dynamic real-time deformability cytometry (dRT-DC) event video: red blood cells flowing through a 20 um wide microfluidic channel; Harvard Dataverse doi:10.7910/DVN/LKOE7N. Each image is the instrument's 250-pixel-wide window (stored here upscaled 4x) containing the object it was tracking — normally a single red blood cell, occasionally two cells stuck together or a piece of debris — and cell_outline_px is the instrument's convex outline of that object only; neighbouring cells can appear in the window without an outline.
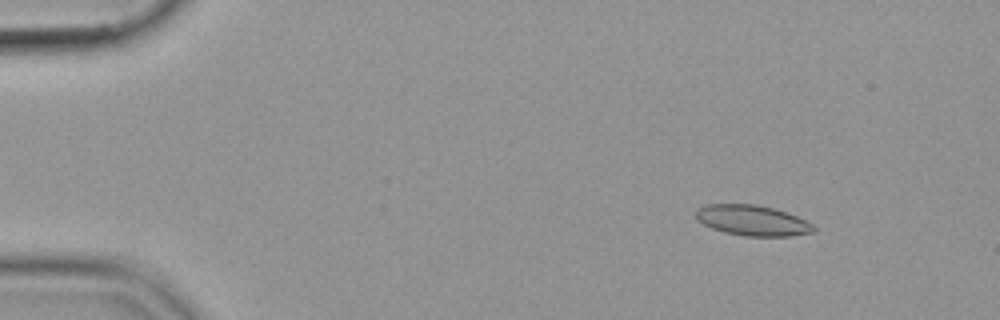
{"species": "common noctule bat (a hibernating species)", "species_latin": "Nyctalus noctula", "temperature_condition": "cold", "stored_images_in_passage": 55, "camera_frame_rate_fps": 3000, "um_per_image_px": 0.085, "animal": {"sex": "female", "body_mass_g": 19.9}, "frame": {"image": 1, "passage_image": 7, "time_ms": 2.0, "image_size_px": [1000, 320], "cell_outline_px": [[816, 232], [792, 236], [744, 236], [724, 232], [712, 228], [696, 220], [696, 208], [704, 204], [756, 204], [772, 208], [796, 216], [812, 224], [816, 228]], "centroid_in_image_um": [63.93, 18.74], "position_along_channel_um": 21.1, "area_um2": 20.98}}
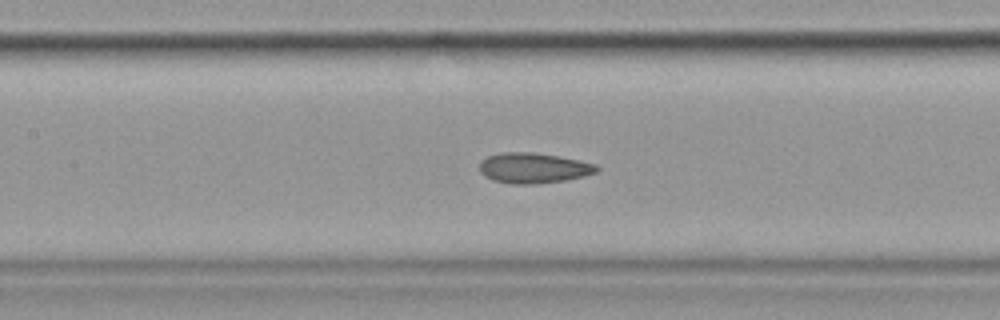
{"frame": {"image": 2, "passage_image": 26, "time_ms": 8.333, "image_size_px": [1000, 320], "cell_outline_px": [[600, 168], [596, 172], [584, 176], [568, 180], [532, 184], [512, 184], [492, 180], [484, 176], [480, 172], [480, 160], [488, 156], [504, 152], [532, 152], [580, 160], [596, 164]], "centroid_in_image_um": [45.34, 14.28], "position_along_channel_um": 162.1, "area_um2": 20.81}}
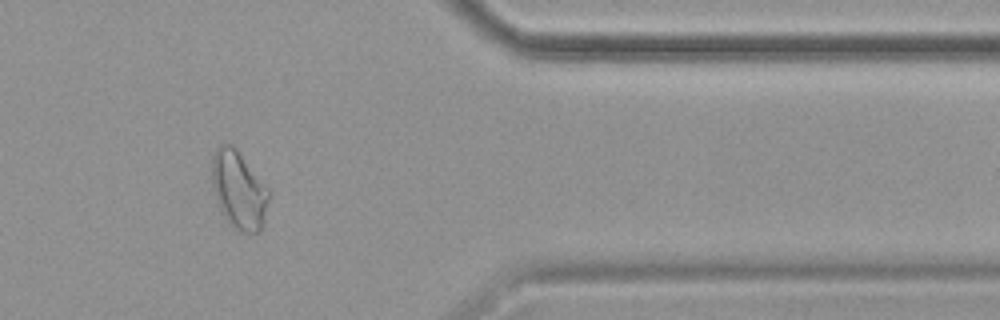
{"frame": {"image": 3, "passage_image": 46, "time_ms": 15.0, "image_size_px": [1000, 320], "cell_outline_px": [[272, 192], [264, 224], [260, 232], [240, 232], [228, 224], [220, 208], [212, 184], [212, 156], [216, 148], [220, 144], [232, 144], [236, 148]], "centroid_in_image_um": [20.34, 16.16], "position_along_channel_um": 391.1, "area_um2": 26.18}}